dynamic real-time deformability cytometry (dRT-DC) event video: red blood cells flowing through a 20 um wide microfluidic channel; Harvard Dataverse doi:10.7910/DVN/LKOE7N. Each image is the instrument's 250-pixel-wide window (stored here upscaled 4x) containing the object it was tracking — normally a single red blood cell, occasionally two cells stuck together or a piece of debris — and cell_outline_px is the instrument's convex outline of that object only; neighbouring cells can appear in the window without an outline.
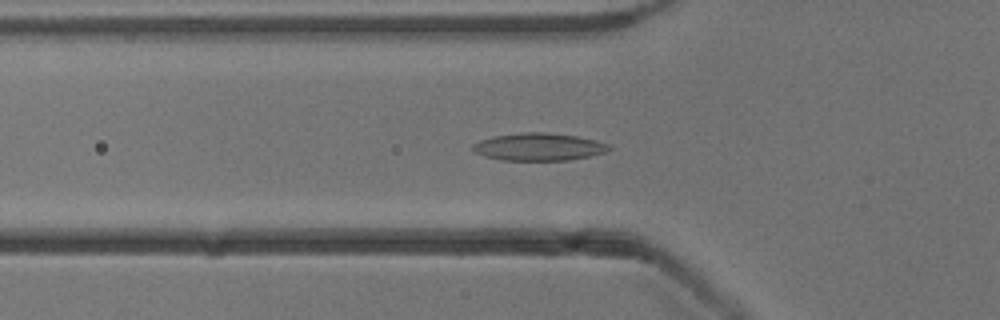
{"species": "common noctule bat (a hibernating species)", "species_latin": "Nyctalus noctula", "temperature_condition": "cold", "stored_images_in_passage": 37, "camera_frame_rate_fps": 3000, "um_per_image_px": 0.085, "animal": {"sex": "male", "body_mass_g": 13.3}, "frame": {"image": 1, "passage_image": 8, "time_ms": 2.333, "image_size_px": [1000, 320], "cell_outline_px": [[612, 148], [604, 152], [588, 156], [568, 160], [500, 160], [484, 156], [476, 152], [472, 148], [472, 144], [480, 140], [492, 136], [520, 132], [544, 132], [576, 136], [608, 144]], "centroid_in_image_um": [45.73, 12.48], "position_along_channel_um": 80.1, "area_um2": 21.68}}
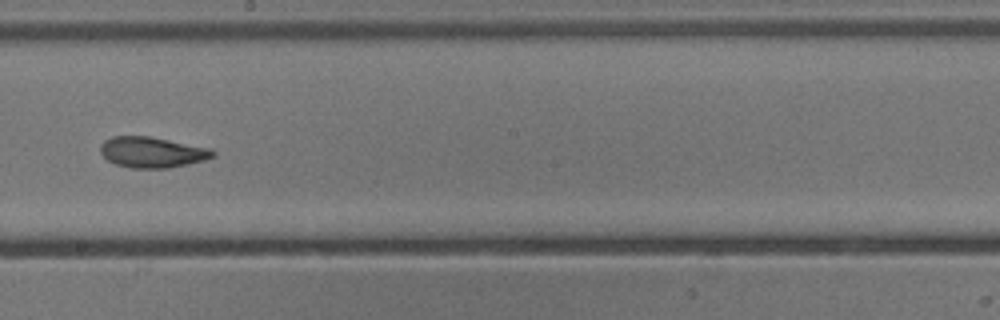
{"frame": {"image": 2, "passage_image": 20, "time_ms": 6.333, "image_size_px": [1000, 320], "cell_outline_px": [[216, 156], [204, 160], [168, 168], [132, 168], [116, 164], [108, 160], [100, 152], [100, 144], [104, 140], [112, 136], [148, 136], [212, 148], [216, 152]], "centroid_in_image_um": [12.94, 12.93], "position_along_channel_um": 235.3, "area_um2": 20.17}}
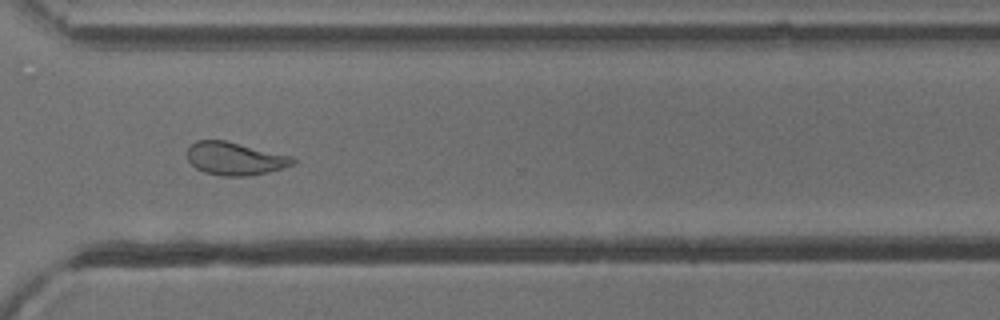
{"frame": {"image": 3, "passage_image": 29, "time_ms": 9.333, "image_size_px": [1000, 320], "cell_outline_px": [[296, 164], [284, 168], [268, 172], [248, 176], [220, 176], [204, 172], [196, 168], [188, 160], [188, 148], [196, 140], [224, 140], [292, 156], [296, 160]], "centroid_in_image_um": [20.0, 13.49], "position_along_channel_um": 350.6, "area_um2": 20.29}}